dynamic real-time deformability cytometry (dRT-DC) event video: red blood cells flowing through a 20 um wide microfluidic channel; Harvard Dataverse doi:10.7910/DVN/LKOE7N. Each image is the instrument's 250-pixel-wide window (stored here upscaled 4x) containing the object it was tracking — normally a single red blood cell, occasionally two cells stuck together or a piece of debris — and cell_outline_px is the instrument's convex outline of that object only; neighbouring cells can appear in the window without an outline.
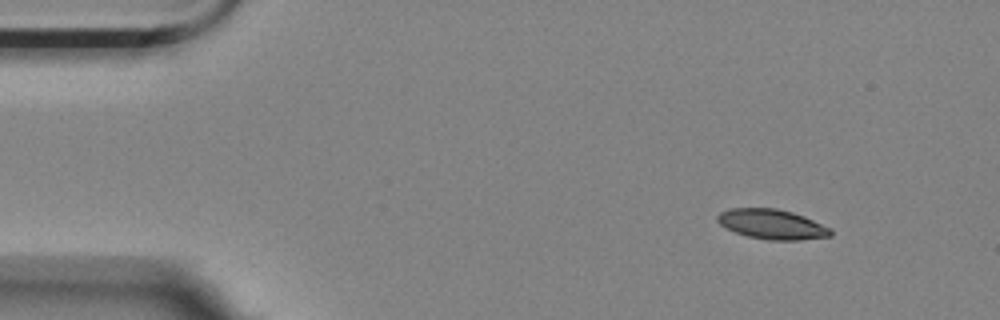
{"species": "Egyptian fruit bat (a non-hibernating species)", "species_latin": "Rousettus aegyptiacus", "temperature_condition": "room temperature", "stored_images_in_passage": 7, "camera_frame_rate_fps": 3000, "um_per_image_px": 0.085, "animal": {"sex": "female"}, "frame": {"image": 1, "passage_image": 1, "time_ms": 0.0, "image_size_px": [1000, 320], "cell_outline_px": [[832, 236], [800, 240], [768, 240], [748, 236], [736, 232], [720, 224], [716, 220], [716, 216], [720, 212], [732, 208], [776, 208], [792, 212], [804, 216], [832, 228]], "centroid_in_image_um": [65.65, 19.06], "position_along_channel_um": 19.4, "area_um2": 19.71}}
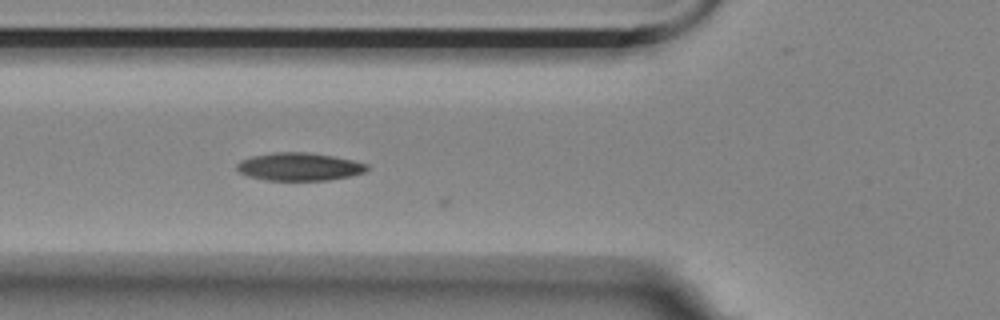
{"frame": {"image": 2, "passage_image": 5, "time_ms": 1.333, "image_size_px": [1000, 320], "cell_outline_px": [[368, 168], [364, 172], [352, 176], [328, 180], [264, 180], [248, 176], [240, 172], [236, 168], [236, 164], [240, 160], [252, 156], [276, 152], [304, 152], [332, 156], [352, 160], [368, 164]], "centroid_in_image_um": [25.42, 14.17], "position_along_channel_um": 100.4, "area_um2": 21.1}}
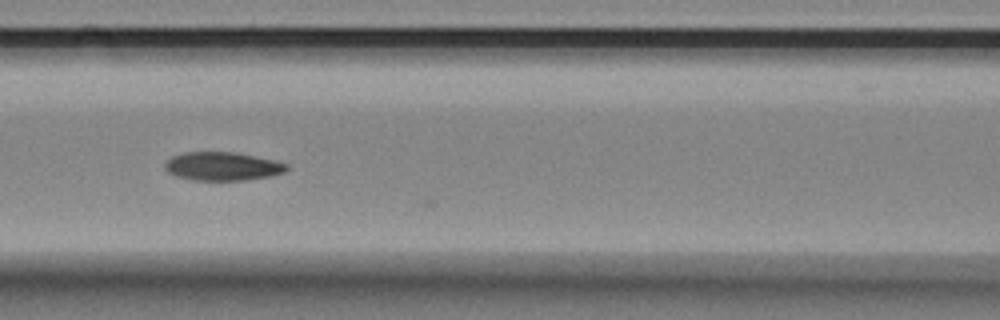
{"frame": {"image": 3, "passage_image": 6, "time_ms": 1.667, "image_size_px": [1000, 320], "cell_outline_px": [[288, 168], [284, 172], [272, 176], [244, 180], [192, 180], [176, 176], [168, 172], [164, 168], [164, 164], [172, 156], [184, 152], [236, 152], [272, 160], [288, 164]], "centroid_in_image_um": [18.89, 14.14], "position_along_channel_um": 147.7, "area_um2": 20.17}}